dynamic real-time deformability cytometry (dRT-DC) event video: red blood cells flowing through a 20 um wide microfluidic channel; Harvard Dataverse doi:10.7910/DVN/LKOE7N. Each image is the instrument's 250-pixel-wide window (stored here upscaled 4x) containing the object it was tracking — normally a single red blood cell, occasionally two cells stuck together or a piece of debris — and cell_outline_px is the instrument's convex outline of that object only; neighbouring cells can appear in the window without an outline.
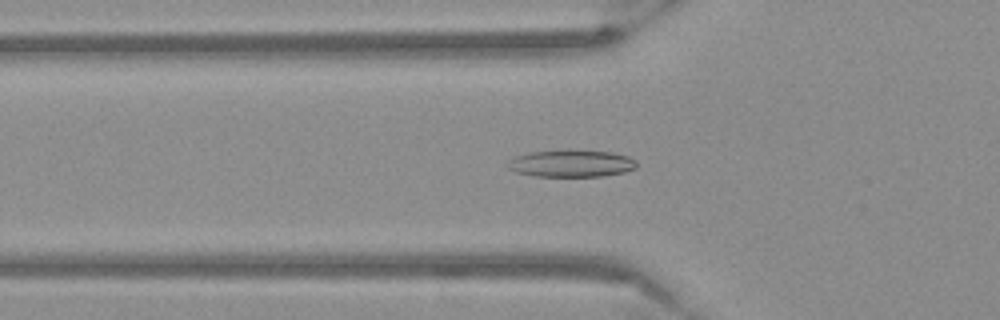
{"species": "Egyptian fruit bat (a non-hibernating species)", "species_latin": "Rousettus aegyptiacus", "temperature_condition": "warm", "stored_images_in_passage": 54, "camera_frame_rate_fps": 3000, "um_per_image_px": 0.085, "frame": {"image": 1, "passage_image": 19, "time_ms": 6.0, "image_size_px": [1000, 320], "cell_outline_px": [[636, 168], [624, 172], [604, 176], [536, 176], [516, 172], [508, 168], [508, 160], [516, 156], [532, 152], [568, 148], [572, 148], [612, 152], [628, 156], [636, 160]], "centroid_in_image_um": [48.58, 13.86], "position_along_channel_um": 77.2, "area_um2": 20.81}}
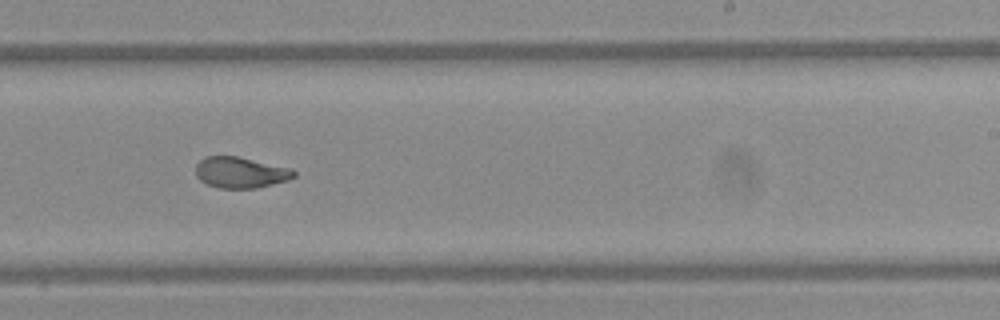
{"frame": {"image": 2, "passage_image": 34, "time_ms": 11.0, "image_size_px": [1000, 320], "cell_outline_px": [[296, 176], [288, 180], [256, 188], [220, 188], [208, 184], [200, 180], [196, 176], [196, 164], [200, 160], [208, 156], [236, 156], [292, 168], [296, 172]], "centroid_in_image_um": [20.46, 14.66], "position_along_channel_um": 268.5, "area_um2": 17.69}}
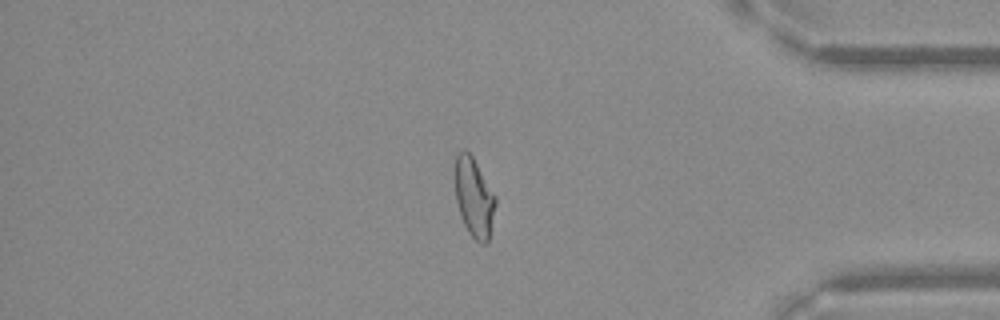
{"frame": {"image": 3, "passage_image": 46, "time_ms": 15.0, "image_size_px": [1000, 320], "cell_outline_px": [[496, 204], [488, 244], [480, 244], [468, 232], [460, 216], [456, 200], [456, 156], [464, 148], [472, 156], [496, 196]], "centroid_in_image_um": [40.31, 16.83], "position_along_channel_um": 394.9, "area_um2": 18.55}}